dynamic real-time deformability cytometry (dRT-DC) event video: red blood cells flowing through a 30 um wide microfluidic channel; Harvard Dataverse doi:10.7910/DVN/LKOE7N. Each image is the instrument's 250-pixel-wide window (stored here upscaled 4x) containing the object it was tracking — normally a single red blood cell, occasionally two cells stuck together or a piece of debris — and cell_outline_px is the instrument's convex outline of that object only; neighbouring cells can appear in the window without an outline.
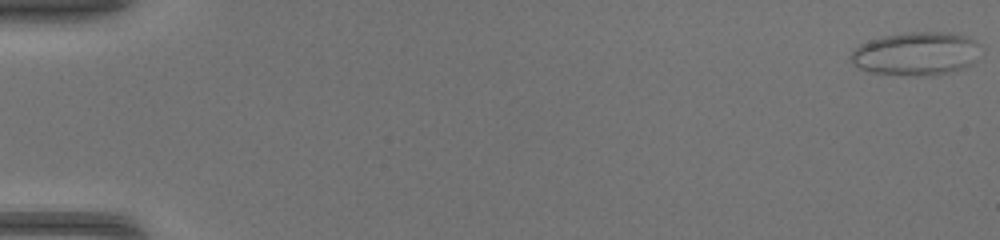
{"species": "common noctule bat (a hibernating species)", "species_latin": "Nyctalus noctula", "temperature_condition": "warm", "stored_images_in_passage": 46, "camera_frame_rate_fps": 3000, "um_per_image_px": 0.085, "animal": {"sex": "female", "body_mass_g": 17.0, "forearm_length_mm": 48.0}, "frame": {"image": 1, "passage_image": 1, "time_ms": 0.0, "image_size_px": [1000, 240], "cell_outline_px": [[980, 44], [972, 64], [964, 68], [936, 76], [908, 76], [868, 72], [852, 64], [848, 56], [860, 44], [884, 36], [908, 32], [948, 32], [968, 36]], "centroid_in_image_um": [77.85, 4.58], "position_along_channel_um": 7.1, "area_um2": 33.06}}
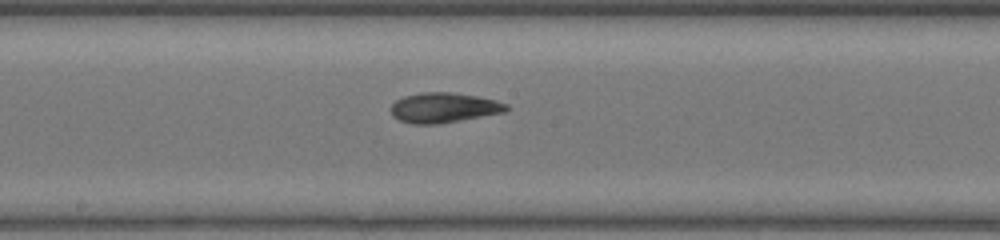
{"frame": {"image": 2, "passage_image": 26, "time_ms": 8.333, "image_size_px": [1000, 240], "cell_outline_px": [[508, 108], [504, 112], [440, 124], [412, 124], [400, 120], [392, 116], [392, 104], [396, 100], [404, 96], [420, 92], [452, 92], [476, 96], [496, 100], [508, 104]], "centroid_in_image_um": [37.71, 9.15], "position_along_channel_um": 210.5, "area_um2": 20.17}}
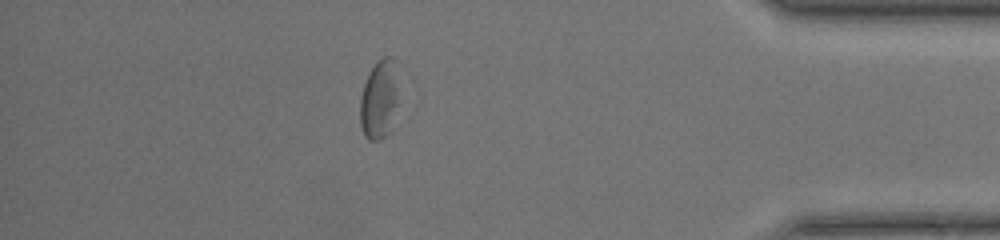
{"frame": {"image": 3, "passage_image": 41, "time_ms": 13.333, "image_size_px": [1000, 240], "cell_outline_px": [[400, 104], [388, 132], [380, 140], [368, 140], [364, 136], [360, 124], [360, 96], [368, 72], [384, 56], [392, 56]], "centroid_in_image_um": [32.23, 8.5], "position_along_channel_um": 403.0, "area_um2": 17.86}}